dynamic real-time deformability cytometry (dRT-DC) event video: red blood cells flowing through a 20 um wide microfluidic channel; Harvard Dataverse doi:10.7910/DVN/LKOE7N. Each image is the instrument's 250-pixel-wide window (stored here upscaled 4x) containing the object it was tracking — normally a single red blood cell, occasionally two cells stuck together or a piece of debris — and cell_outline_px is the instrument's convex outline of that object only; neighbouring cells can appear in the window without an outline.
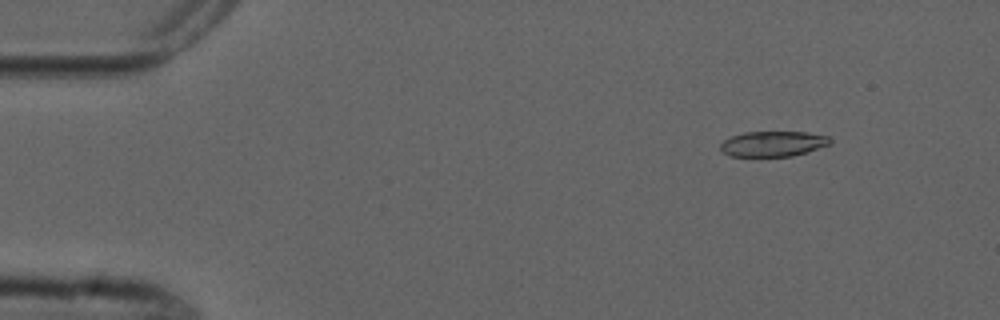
{"species": "common noctule bat (a hibernating species)", "species_latin": "Nyctalus noctula", "temperature_condition": "cold", "stored_images_in_passage": 5, "camera_frame_rate_fps": 3000, "um_per_image_px": 0.085, "animal": {"sex": "male", "forearm_length_mm": 52.5}, "frame": {"image": 1, "passage_image": 1, "time_ms": 0.0, "image_size_px": [1000, 320], "cell_outline_px": [[832, 144], [808, 152], [792, 156], [728, 156], [720, 148], [720, 144], [724, 140], [732, 136], [744, 132], [804, 132], [828, 136], [832, 140]], "centroid_in_image_um": [65.74, 12.22], "position_along_channel_um": 19.3, "area_um2": 16.24}}
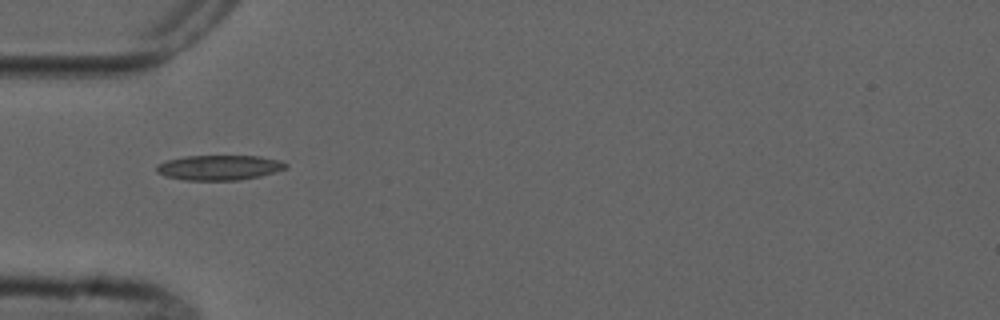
{"frame": {"image": 2, "passage_image": 4, "time_ms": 3.667, "image_size_px": [1000, 320], "cell_outline_px": [[288, 168], [260, 176], [240, 180], [184, 180], [164, 176], [156, 172], [156, 164], [164, 160], [184, 156], [260, 156], [280, 160], [288, 164]], "centroid_in_image_um": [18.6, 14.24], "position_along_channel_um": 66.4, "area_um2": 19.07}}
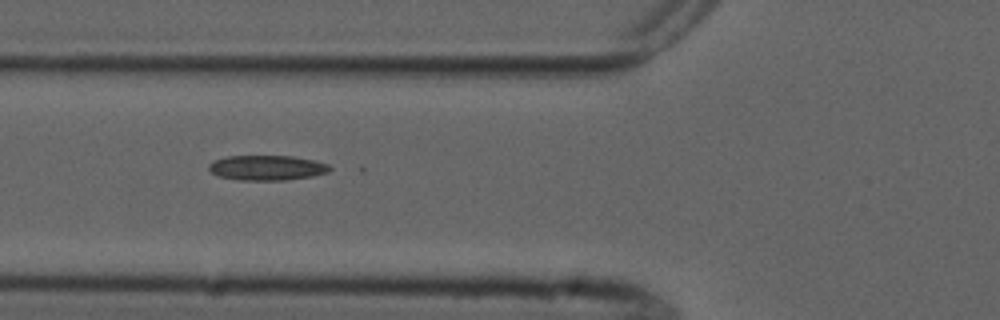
{"frame": {"image": 3, "passage_image": 5, "time_ms": 4.667, "image_size_px": [1000, 320], "cell_outline_px": [[332, 168], [328, 172], [312, 176], [284, 180], [240, 180], [220, 176], [212, 172], [208, 168], [208, 164], [212, 160], [228, 156], [292, 156], [316, 160], [328, 164]], "centroid_in_image_um": [22.7, 14.25], "position_along_channel_um": 103.1, "area_um2": 17.63}}